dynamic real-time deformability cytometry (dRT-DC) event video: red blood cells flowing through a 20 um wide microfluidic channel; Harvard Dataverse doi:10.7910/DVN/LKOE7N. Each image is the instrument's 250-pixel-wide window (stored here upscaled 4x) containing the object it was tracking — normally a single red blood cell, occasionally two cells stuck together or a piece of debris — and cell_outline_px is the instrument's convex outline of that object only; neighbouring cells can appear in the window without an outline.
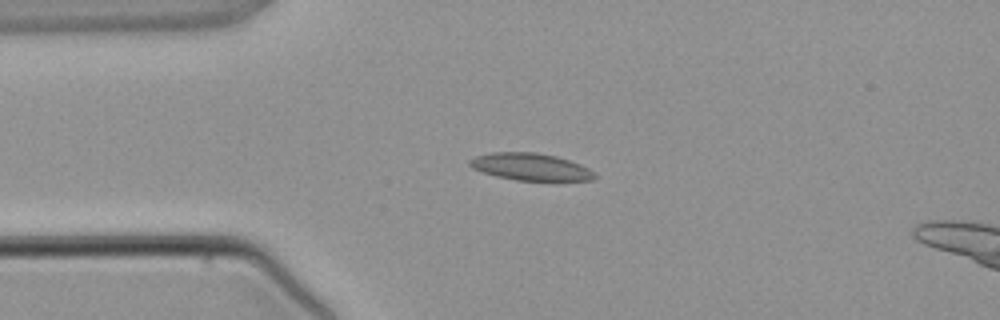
{"species": "common noctule bat (a hibernating species)", "species_latin": "Nyctalus noctula", "temperature_condition": "warm", "stored_images_in_passage": 2, "camera_frame_rate_fps": 3000, "um_per_image_px": 0.085, "animal": {"sex": "male", "body_mass_g": 21.5, "forearm_length_mm": 52.0}, "frame": {"image": 1, "passage_image": 2, "time_ms": 1.0, "image_size_px": [1000, 320], "cell_outline_px": [[596, 176], [592, 180], [516, 180], [496, 176], [472, 168], [468, 164], [468, 160], [476, 156], [492, 152], [536, 152], [556, 156], [580, 164], [588, 168]], "centroid_in_image_um": [45.06, 14.17], "position_along_channel_um": 39.9, "area_um2": 19.54}}